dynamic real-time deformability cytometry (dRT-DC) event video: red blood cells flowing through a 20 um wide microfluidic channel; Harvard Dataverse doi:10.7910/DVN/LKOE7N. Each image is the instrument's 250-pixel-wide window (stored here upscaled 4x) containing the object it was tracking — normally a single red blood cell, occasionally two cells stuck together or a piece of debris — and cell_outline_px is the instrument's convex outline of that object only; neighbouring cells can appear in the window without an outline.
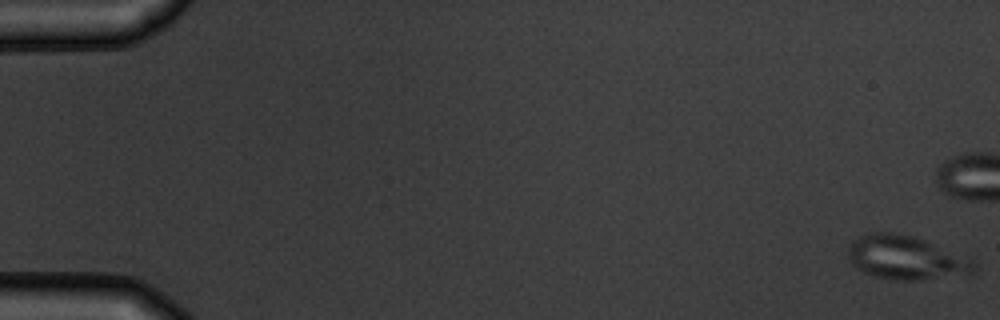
{"species": "common noctule bat (a hibernating species)", "species_latin": "Nyctalus noctula", "temperature_condition": "warm", "stored_images_in_passage": 8, "camera_frame_rate_fps": 3000, "um_per_image_px": 0.085, "animal": {"sex": "male", "body_mass_g": 19.5, "forearm_length_mm": 54.6}, "frame": {"image": 1, "passage_image": 1, "time_ms": 0.0, "image_size_px": [1000, 320], "cell_outline_px": [[976, 268], [968, 276], [916, 280], [892, 280], [876, 276], [864, 272], [856, 268], [848, 260], [848, 248], [852, 240], [868, 232], [896, 232], [912, 236], [924, 240], [968, 256], [976, 260]], "centroid_in_image_um": [77.06, 21.91], "position_along_channel_um": 7.9, "area_um2": 32.77}}